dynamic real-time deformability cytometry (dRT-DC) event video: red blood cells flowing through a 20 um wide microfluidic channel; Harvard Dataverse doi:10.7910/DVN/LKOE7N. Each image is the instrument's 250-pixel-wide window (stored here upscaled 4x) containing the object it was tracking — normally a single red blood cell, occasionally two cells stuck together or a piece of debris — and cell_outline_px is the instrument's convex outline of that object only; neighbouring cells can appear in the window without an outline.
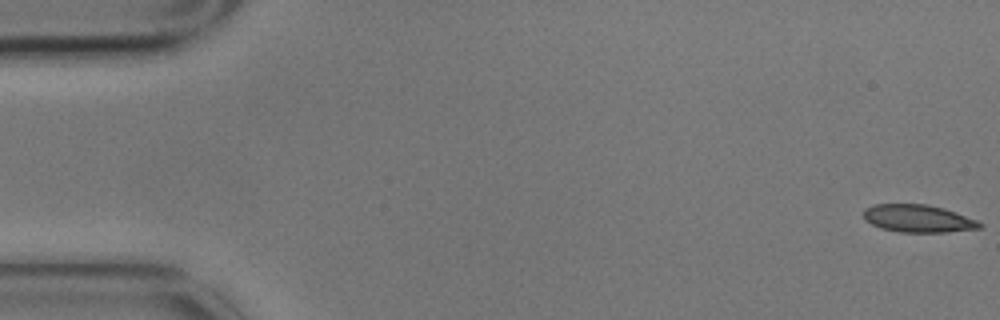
{"species": "common noctule bat (a hibernating species)", "species_latin": "Nyctalus noctula", "temperature_condition": "cold", "stored_images_in_passage": 15, "camera_frame_rate_fps": 3000, "um_per_image_px": 0.085, "animal": {"sex": "male", "body_mass_g": 17.9}, "frame": {"image": 1, "passage_image": 1, "time_ms": 0.0, "image_size_px": [1000, 320], "cell_outline_px": [[984, 224], [980, 228], [944, 232], [900, 232], [880, 228], [864, 220], [864, 208], [872, 204], [928, 204], [944, 208], [956, 212], [976, 220]], "centroid_in_image_um": [78.01, 18.56], "position_along_channel_um": 7.0, "area_um2": 18.73}}
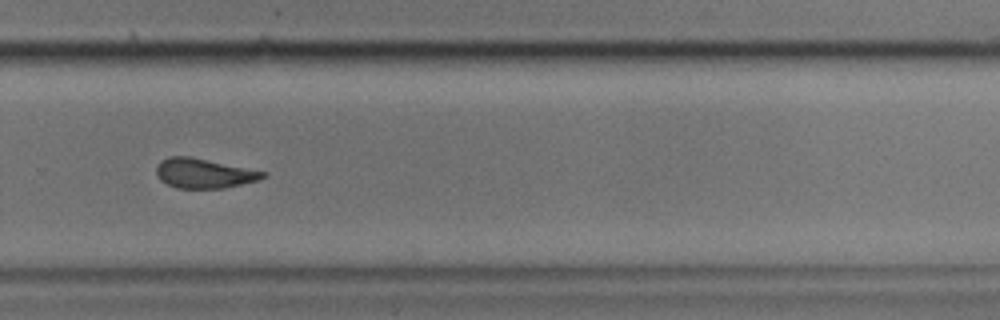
{"frame": {"image": 2, "passage_image": 11, "time_ms": 3.333, "image_size_px": [1000, 320], "cell_outline_px": [[268, 176], [260, 180], [224, 188], [176, 188], [160, 180], [156, 172], [156, 168], [160, 160], [168, 156], [188, 156], [268, 172]], "centroid_in_image_um": [17.36, 14.73], "position_along_channel_um": 312.4, "area_um2": 18.5}}
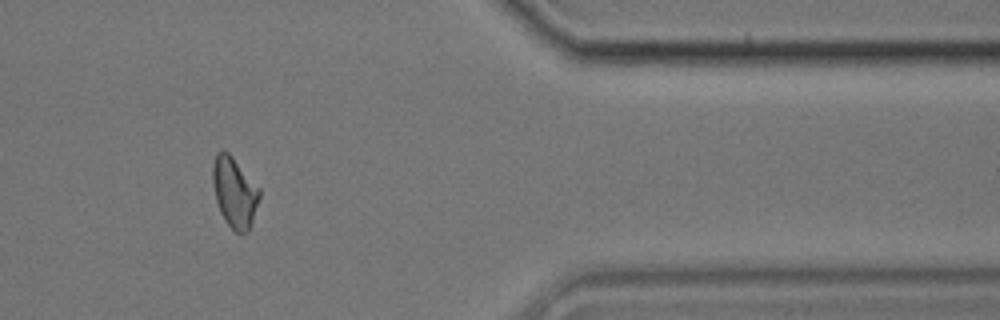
{"frame": {"image": 3, "passage_image": 13, "time_ms": 4.0, "image_size_px": [1000, 320], "cell_outline_px": [[260, 196], [248, 232], [240, 236], [224, 220], [220, 212], [216, 200], [212, 180], [212, 164], [216, 152], [224, 148], [232, 156], [260, 188]], "centroid_in_image_um": [19.92, 16.33], "position_along_channel_um": 391.5, "area_um2": 19.31}}